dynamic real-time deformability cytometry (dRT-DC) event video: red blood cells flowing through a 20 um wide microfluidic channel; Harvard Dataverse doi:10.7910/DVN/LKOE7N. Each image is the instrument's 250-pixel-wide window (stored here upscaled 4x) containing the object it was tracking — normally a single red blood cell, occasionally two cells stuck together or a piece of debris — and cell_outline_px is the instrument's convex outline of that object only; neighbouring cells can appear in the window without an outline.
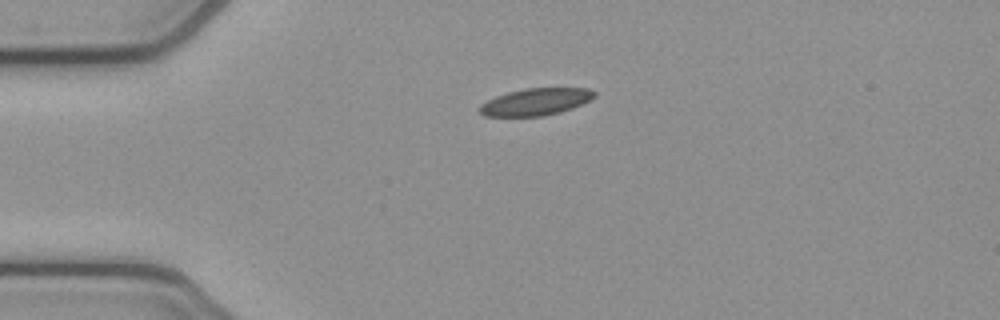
{"species": "common noctule bat (a hibernating species)", "species_latin": "Nyctalus noctula", "temperature_condition": "cold", "stored_images_in_passage": 2, "camera_frame_rate_fps": 3000, "um_per_image_px": 0.085, "animal": {"sex": "female", "body_mass_g": 21.9}, "frame": {"image": 1, "passage_image": 1, "time_ms": 0.0, "image_size_px": [1000, 320], "cell_outline_px": [[596, 96], [572, 108], [560, 112], [544, 116], [484, 116], [480, 112], [480, 104], [496, 96], [508, 92], [524, 88], [588, 88], [596, 92]], "centroid_in_image_um": [45.53, 8.65], "position_along_channel_um": 39.5, "area_um2": 17.98}}